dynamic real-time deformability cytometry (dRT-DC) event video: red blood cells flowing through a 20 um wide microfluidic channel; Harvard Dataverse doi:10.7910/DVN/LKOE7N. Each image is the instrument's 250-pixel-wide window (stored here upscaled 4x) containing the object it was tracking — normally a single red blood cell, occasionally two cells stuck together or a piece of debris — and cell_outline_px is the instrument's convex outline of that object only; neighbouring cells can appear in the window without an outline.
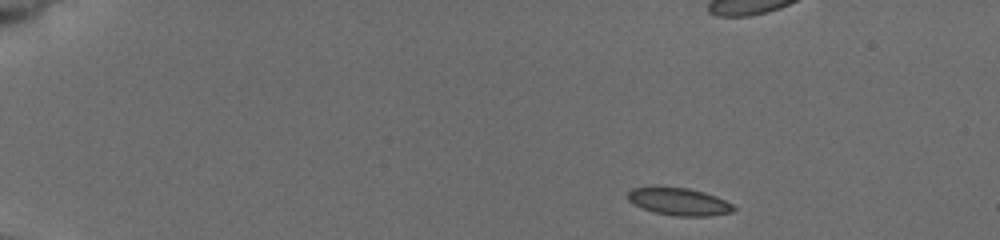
{"species": "common noctule bat (a hibernating species)", "species_latin": "Nyctalus noctula", "temperature_condition": "cold", "stored_images_in_passage": 6, "camera_frame_rate_fps": 3000, "um_per_image_px": 0.085, "animal": {"sex": "female", "body_mass_g": 19.5, "forearm_length_mm": 54.1}, "frame": {"image": 1, "passage_image": 1, "time_ms": 0.0, "image_size_px": [1000, 240], "cell_outline_px": [[736, 208], [732, 212], [712, 216], [676, 216], [652, 212], [632, 204], [628, 200], [628, 192], [632, 188], [656, 184], [688, 188], [704, 192], [716, 196], [732, 204]], "centroid_in_image_um": [57.65, 17.1], "position_along_channel_um": 27.3, "area_um2": 17.57}}
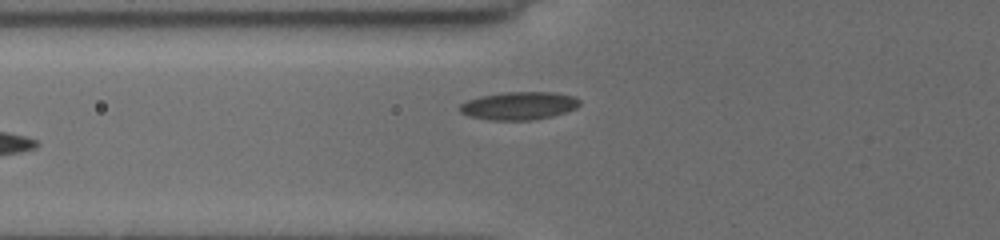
{"frame": {"image": 2, "passage_image": 6, "time_ms": 5.333, "image_size_px": [1000, 240], "cell_outline_px": [[580, 104], [576, 108], [552, 116], [532, 120], [488, 120], [468, 116], [460, 112], [456, 108], [460, 104], [468, 100], [480, 96], [504, 92], [556, 92], [576, 96], [580, 100]], "centroid_in_image_um": [44.09, 8.98], "position_along_channel_um": 81.7, "area_um2": 19.77}}